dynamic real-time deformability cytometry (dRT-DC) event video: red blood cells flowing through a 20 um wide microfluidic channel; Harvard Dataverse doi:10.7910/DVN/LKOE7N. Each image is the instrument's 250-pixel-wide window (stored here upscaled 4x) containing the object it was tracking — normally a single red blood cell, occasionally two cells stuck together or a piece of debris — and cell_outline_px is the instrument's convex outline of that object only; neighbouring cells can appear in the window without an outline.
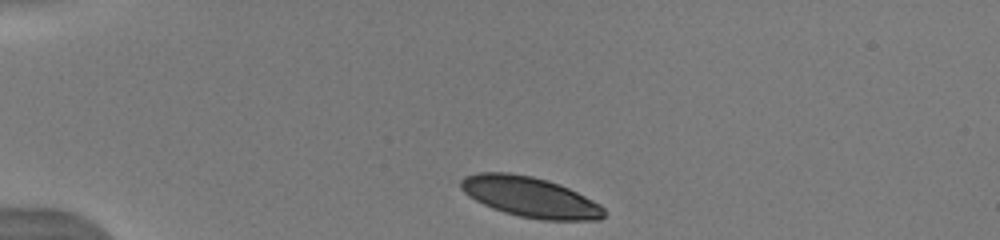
{"species": "human", "species_latin": "Homo sapiens", "temperature_condition": "warm", "stored_images_in_passage": 12, "camera_frame_rate_fps": 3000, "um_per_image_px": 0.085, "donor": {"sex": "male"}, "frame": {"image": 1, "passage_image": 1, "time_ms": 0.0, "image_size_px": [1000, 240], "cell_outline_px": [[604, 216], [600, 220], [544, 220], [520, 216], [504, 212], [492, 208], [468, 196], [460, 188], [460, 180], [464, 176], [476, 172], [508, 172], [532, 176], [548, 180], [560, 184], [600, 204], [604, 208]], "centroid_in_image_um": [45.03, 16.73], "position_along_channel_um": 40.0, "area_um2": 33.64}}